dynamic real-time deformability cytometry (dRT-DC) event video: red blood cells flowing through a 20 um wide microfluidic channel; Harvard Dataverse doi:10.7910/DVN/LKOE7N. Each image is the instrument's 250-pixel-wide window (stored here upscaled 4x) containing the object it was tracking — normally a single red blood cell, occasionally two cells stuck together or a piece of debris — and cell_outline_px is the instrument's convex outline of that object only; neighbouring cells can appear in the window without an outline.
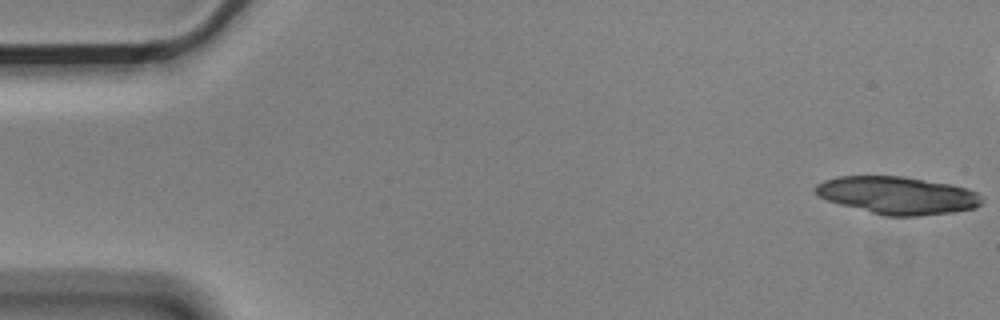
{"species": "Egyptian fruit bat (a non-hibernating species)", "species_latin": "Rousettus aegyptiacus", "temperature_condition": "cold", "stored_images_in_passage": 9, "camera_frame_rate_fps": 3000, "um_per_image_px": 0.085, "animal": {"sex": "male"}, "frame": {"image": 1, "passage_image": 1, "time_ms": 0.0, "image_size_px": [1000, 320], "cell_outline_px": [[984, 200], [976, 208], [952, 212], [920, 216], [884, 216], [840, 204], [816, 196], [812, 188], [816, 184], [824, 180], [840, 176], [900, 176], [952, 184], [968, 188], [976, 192]], "centroid_in_image_um": [76.27, 16.6], "position_along_channel_um": 8.7, "area_um2": 36.65}}
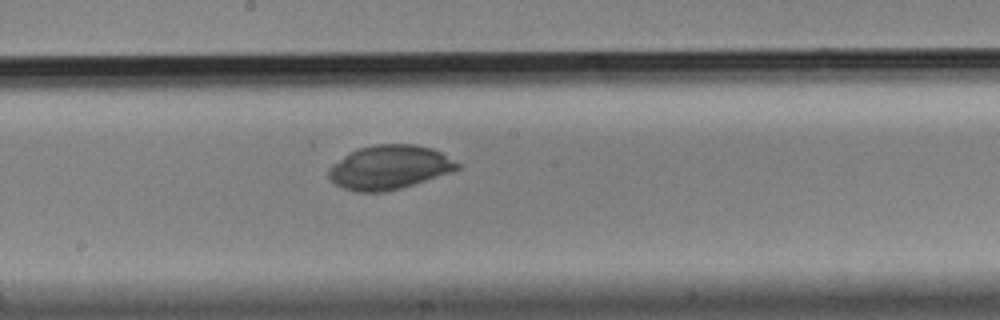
{"frame": {"image": 2, "passage_image": 9, "time_ms": 2.667, "image_size_px": [1000, 320], "cell_outline_px": [[460, 168], [452, 172], [400, 188], [384, 192], [356, 192], [344, 188], [336, 184], [328, 176], [328, 168], [332, 164], [344, 156], [360, 148], [376, 144], [416, 144], [432, 148], [440, 152], [460, 164]], "centroid_in_image_um": [33.1, 14.22], "position_along_channel_um": 215.1, "area_um2": 32.77}}